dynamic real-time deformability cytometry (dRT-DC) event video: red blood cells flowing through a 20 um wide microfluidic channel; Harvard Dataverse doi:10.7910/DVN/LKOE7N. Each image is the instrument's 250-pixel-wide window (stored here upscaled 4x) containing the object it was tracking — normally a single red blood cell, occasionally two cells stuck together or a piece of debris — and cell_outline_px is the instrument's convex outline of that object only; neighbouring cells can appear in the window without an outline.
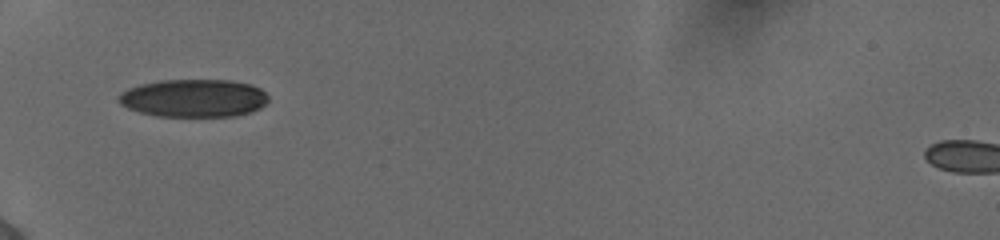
{"species": "human", "species_latin": "Homo sapiens", "temperature_condition": "cold", "stored_images_in_passage": 31, "camera_frame_rate_fps": 3000, "um_per_image_px": 0.085, "donor": {"sex": "female"}, "frame": {"image": 1, "passage_image": 1, "time_ms": 0.0, "image_size_px": [1000, 240], "cell_outline_px": [[268, 100], [260, 108], [252, 112], [236, 116], [156, 116], [140, 112], [128, 108], [120, 104], [120, 92], [128, 88], [140, 84], [160, 80], [232, 80], [252, 84], [260, 88], [268, 96]], "centroid_in_image_um": [16.49, 8.33], "position_along_channel_um": 68.5, "area_um2": 33.18}}
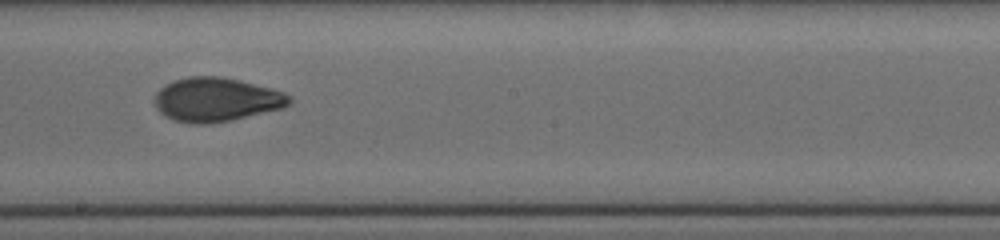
{"frame": {"image": 2, "passage_image": 14, "time_ms": 4.333, "image_size_px": [1000, 240], "cell_outline_px": [[292, 100], [288, 104], [280, 108], [232, 120], [212, 124], [192, 124], [176, 120], [164, 116], [156, 108], [156, 92], [160, 88], [172, 80], [188, 76], [220, 76], [240, 80], [284, 92]], "centroid_in_image_um": [18.34, 8.46], "position_along_channel_um": 229.9, "area_um2": 34.33}}
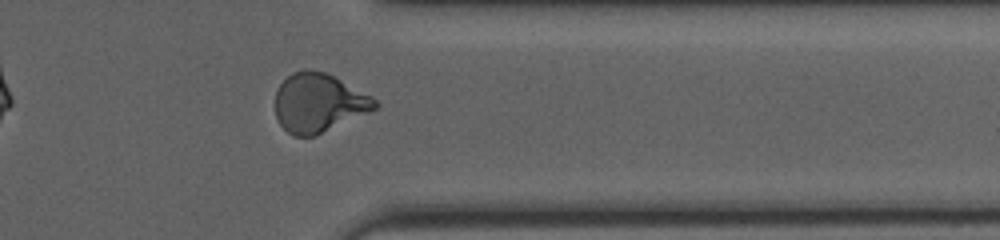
{"frame": {"image": 3, "passage_image": 26, "time_ms": 8.333, "image_size_px": [1000, 240], "cell_outline_px": [[380, 104], [376, 108], [368, 112], [312, 136], [292, 136], [280, 124], [276, 116], [276, 92], [280, 84], [292, 72], [304, 68], [324, 72], [372, 96]], "centroid_in_image_um": [27.06, 8.72], "position_along_channel_um": 384.3, "area_um2": 33.58}, "authors_computed_cell_mechanics": {"area_um2": 33.6974, "velocity_mm_per_s": 3.8982, "shape_relaxation_time_tau1_ms": 3.6686, "shape_relaxation_time_tau2_ms": 1.5157, "deformation_change_tau1": 0.1615, "deformation_change_tau2": 0.0606}}